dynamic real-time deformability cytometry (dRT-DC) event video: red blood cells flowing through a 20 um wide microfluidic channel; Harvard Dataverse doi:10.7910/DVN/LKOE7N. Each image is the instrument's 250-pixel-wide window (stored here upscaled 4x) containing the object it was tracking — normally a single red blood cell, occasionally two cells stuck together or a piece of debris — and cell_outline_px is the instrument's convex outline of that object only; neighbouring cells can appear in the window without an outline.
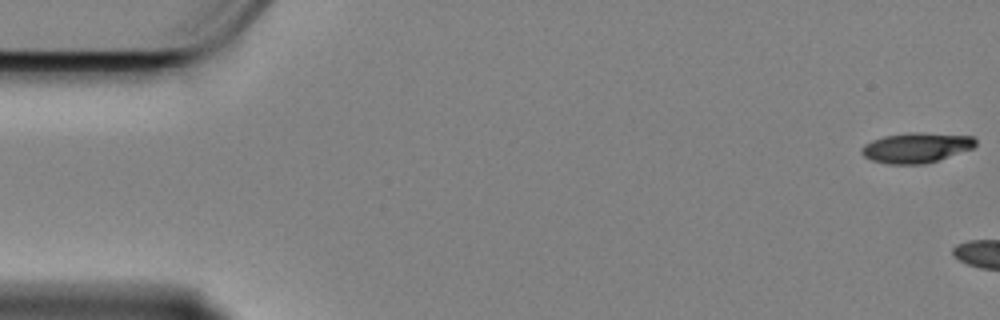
{"species": "Egyptian fruit bat (a non-hibernating species)", "species_latin": "Rousettus aegyptiacus", "temperature_condition": "cold", "stored_images_in_passage": 6, "camera_frame_rate_fps": 3000, "um_per_image_px": 0.085, "animal": {"sex": "female"}, "frame": {"image": 1, "passage_image": 1, "time_ms": 0.0, "image_size_px": [1000, 320], "cell_outline_px": [[976, 144], [972, 148], [924, 164], [888, 164], [872, 160], [864, 156], [860, 152], [860, 148], [864, 144], [872, 140], [884, 136], [908, 132], [920, 132], [972, 136], [976, 140]], "centroid_in_image_um": [77.83, 12.54], "position_along_channel_um": 7.2, "area_um2": 19.88}}